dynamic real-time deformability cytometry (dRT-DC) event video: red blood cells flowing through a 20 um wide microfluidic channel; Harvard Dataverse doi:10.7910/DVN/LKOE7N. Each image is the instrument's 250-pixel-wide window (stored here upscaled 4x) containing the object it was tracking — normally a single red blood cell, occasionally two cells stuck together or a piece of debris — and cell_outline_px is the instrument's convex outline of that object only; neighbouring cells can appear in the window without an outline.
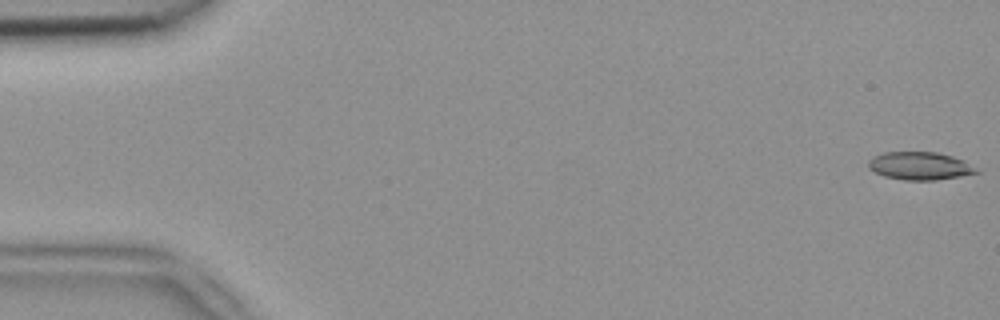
{"species": "common noctule bat (a hibernating species)", "species_latin": "Nyctalus noctula", "temperature_condition": "room temperature", "stored_images_in_passage": 6, "segment_of_instrument_passage": [1, 2], "camera_frame_rate_fps": 3000, "um_per_image_px": 0.085, "animal": {"sex": "female", "body_mass_g": 18.4}, "frame": {"image": 1, "passage_image": 1, "time_ms": 0.0, "image_size_px": [1000, 320], "cell_outline_px": [[980, 172], [960, 176], [936, 180], [904, 180], [884, 176], [868, 168], [868, 160], [872, 156], [884, 152], [936, 152], [952, 156], [964, 160], [976, 168]], "centroid_in_image_um": [78.16, 14.1], "position_along_channel_um": 6.8, "area_um2": 17.57}}
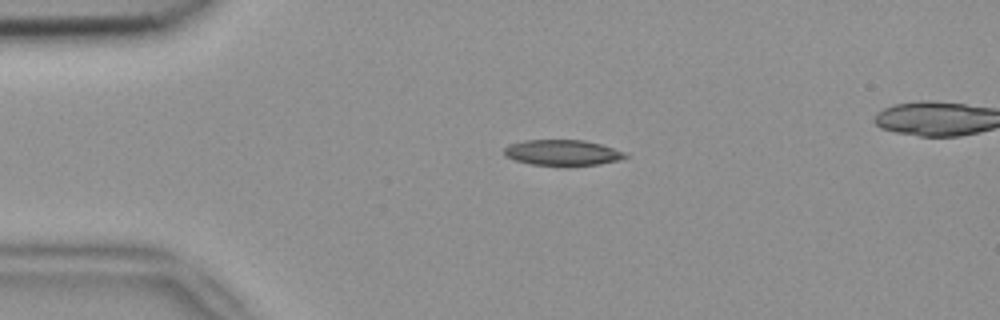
{"frame": {"image": 2, "passage_image": 4, "time_ms": 1.0, "image_size_px": [1000, 320], "cell_outline_px": [[628, 156], [620, 160], [600, 164], [532, 164], [516, 160], [504, 156], [504, 148], [508, 144], [524, 140], [584, 140], [600, 144], [624, 152]], "centroid_in_image_um": [47.78, 12.95], "position_along_channel_um": 37.2, "area_um2": 17.69}}